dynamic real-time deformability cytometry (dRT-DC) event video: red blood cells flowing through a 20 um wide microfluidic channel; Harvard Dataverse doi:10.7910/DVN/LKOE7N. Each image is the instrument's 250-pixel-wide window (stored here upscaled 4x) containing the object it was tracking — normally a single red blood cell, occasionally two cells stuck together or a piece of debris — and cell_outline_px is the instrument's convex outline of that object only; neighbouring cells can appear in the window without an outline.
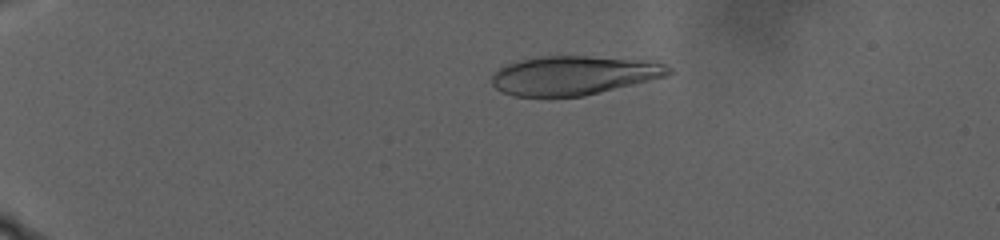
{"species": "human", "species_latin": "Homo sapiens", "temperature_condition": "warm", "stored_images_in_passage": 100, "camera_frame_rate_fps": 3000, "um_per_image_px": 0.085, "donor": {"sex": "male"}, "frame": {"image": 1, "passage_image": 28, "time_ms": 9.0, "image_size_px": [1000, 240], "cell_outline_px": [[672, 72], [664, 76], [584, 96], [512, 96], [496, 88], [492, 84], [492, 76], [500, 68], [516, 60], [540, 56], [588, 56], [640, 60], [664, 64], [672, 68]], "centroid_in_image_um": [48.72, 6.4], "position_along_channel_um": 36.3, "area_um2": 39.65}}
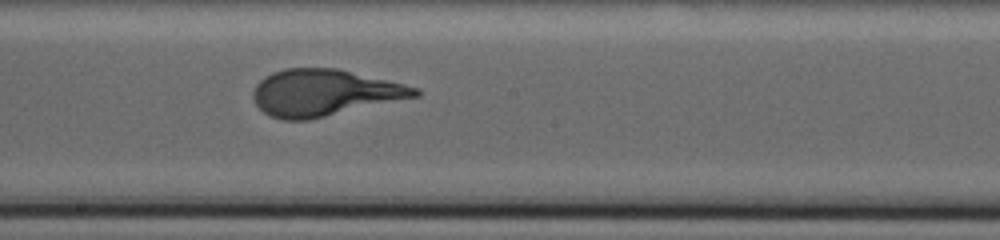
{"frame": {"image": 2, "passage_image": 70, "time_ms": 23.0, "image_size_px": [1000, 240], "cell_outline_px": [[420, 96], [308, 120], [280, 120], [264, 112], [256, 104], [252, 96], [252, 92], [256, 84], [264, 76], [272, 72], [284, 68], [336, 68], [404, 84], [420, 88]], "centroid_in_image_um": [27.54, 7.88], "position_along_channel_um": 220.7, "area_um2": 43.87}}
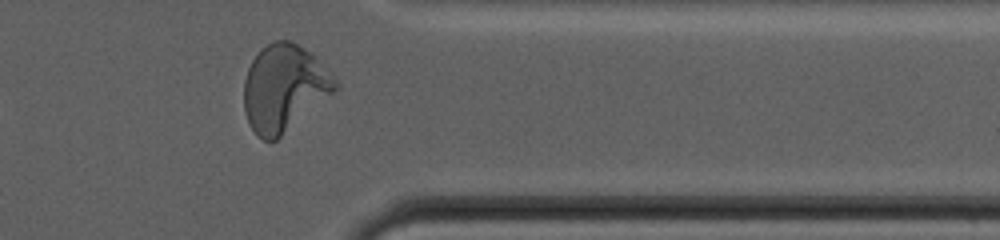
{"frame": {"image": 3, "passage_image": 96, "time_ms": 31.667, "image_size_px": [1000, 240], "cell_outline_px": [[340, 88], [276, 140], [264, 140], [256, 136], [248, 124], [244, 108], [244, 80], [248, 68], [252, 60], [272, 40], [288, 40], [304, 48], [336, 80]], "centroid_in_image_um": [24.12, 7.52], "position_along_channel_um": 387.3, "area_um2": 45.55}}